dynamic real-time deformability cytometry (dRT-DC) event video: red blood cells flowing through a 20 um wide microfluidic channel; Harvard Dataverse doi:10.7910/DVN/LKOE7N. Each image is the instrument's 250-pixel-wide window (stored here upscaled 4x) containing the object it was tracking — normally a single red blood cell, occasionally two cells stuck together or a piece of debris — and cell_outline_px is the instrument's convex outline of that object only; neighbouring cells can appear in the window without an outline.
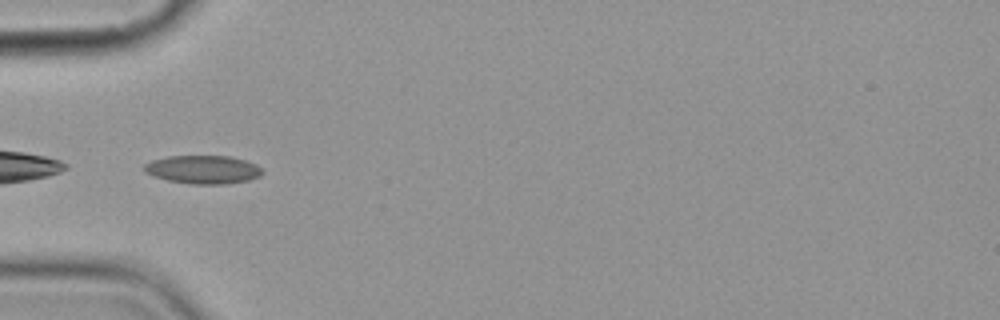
{"species": "common noctule bat (a hibernating species)", "species_latin": "Nyctalus noctula", "temperature_condition": "cold", "stored_images_in_passage": 7, "camera_frame_rate_fps": 3000, "um_per_image_px": 0.085, "animal": {"sex": "female", "body_mass_g": 19.9}, "frame": {"image": 1, "passage_image": 5, "time_ms": 4.667, "image_size_px": [1000, 320], "cell_outline_px": [[264, 172], [260, 176], [248, 180], [224, 184], [192, 184], [168, 180], [152, 176], [144, 172], [144, 164], [152, 160], [168, 156], [228, 156], [244, 160], [256, 164], [264, 168]], "centroid_in_image_um": [17.27, 14.41], "position_along_channel_um": 67.7, "area_um2": 19.59}}
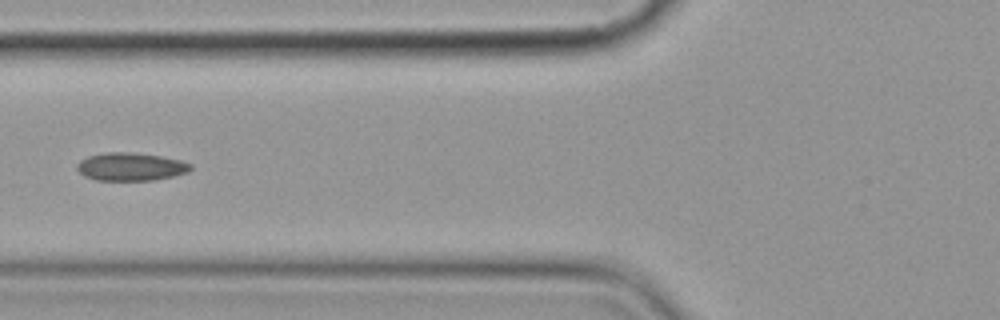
{"frame": {"image": 2, "passage_image": 6, "time_ms": 6.0, "image_size_px": [1000, 320], "cell_outline_px": [[192, 168], [188, 172], [156, 180], [96, 180], [84, 176], [76, 168], [76, 164], [80, 160], [88, 156], [108, 152], [132, 152], [160, 156], [180, 160], [192, 164]], "centroid_in_image_um": [11.1, 14.17], "position_along_channel_um": 114.7, "area_um2": 18.55}}
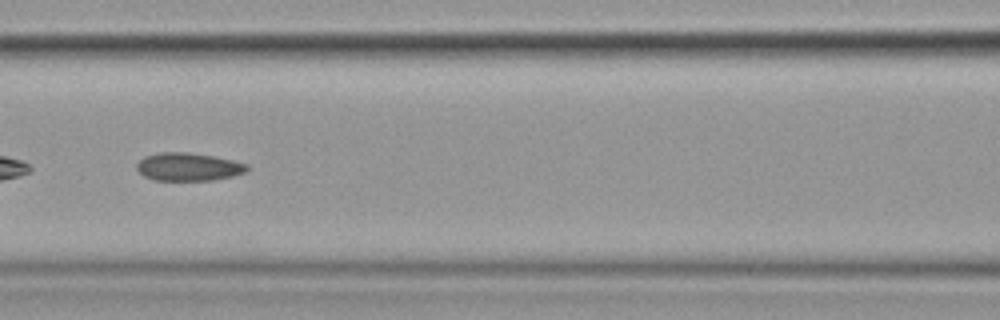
{"frame": {"image": 3, "passage_image": 7, "time_ms": 7.0, "image_size_px": [1000, 320], "cell_outline_px": [[248, 168], [244, 172], [232, 176], [212, 180], [152, 180], [144, 176], [136, 168], [136, 164], [144, 156], [160, 152], [188, 152], [212, 156], [232, 160], [248, 164]], "centroid_in_image_um": [15.97, 14.18], "position_along_channel_um": 150.6, "area_um2": 17.92}}